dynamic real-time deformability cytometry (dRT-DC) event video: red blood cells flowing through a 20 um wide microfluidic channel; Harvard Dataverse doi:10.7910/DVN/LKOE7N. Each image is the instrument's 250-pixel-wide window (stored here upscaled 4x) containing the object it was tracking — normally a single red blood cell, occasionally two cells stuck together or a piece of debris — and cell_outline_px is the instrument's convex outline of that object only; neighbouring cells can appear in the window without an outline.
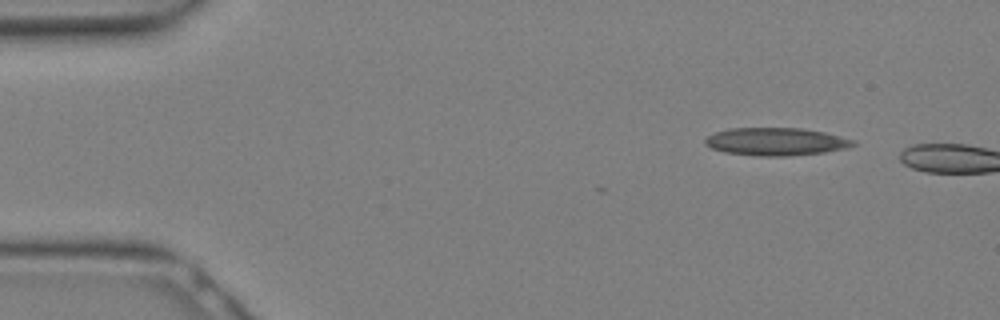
{"species": "Egyptian fruit bat (a non-hibernating species)", "species_latin": "Rousettus aegyptiacus", "temperature_condition": "warm", "stored_images_in_passage": 3, "camera_frame_rate_fps": 3000, "um_per_image_px": 0.085, "animal": {"sex": "female"}, "frame": {"image": 1, "passage_image": 1, "time_ms": 0.0, "image_size_px": [1000, 320], "cell_outline_px": [[856, 144], [848, 148], [824, 152], [784, 156], [760, 156], [724, 152], [712, 148], [704, 144], [704, 140], [708, 136], [716, 132], [728, 128], [800, 128], [824, 132], [856, 140]], "centroid_in_image_um": [65.96, 12.03], "position_along_channel_um": 19.0, "area_um2": 23.93}}